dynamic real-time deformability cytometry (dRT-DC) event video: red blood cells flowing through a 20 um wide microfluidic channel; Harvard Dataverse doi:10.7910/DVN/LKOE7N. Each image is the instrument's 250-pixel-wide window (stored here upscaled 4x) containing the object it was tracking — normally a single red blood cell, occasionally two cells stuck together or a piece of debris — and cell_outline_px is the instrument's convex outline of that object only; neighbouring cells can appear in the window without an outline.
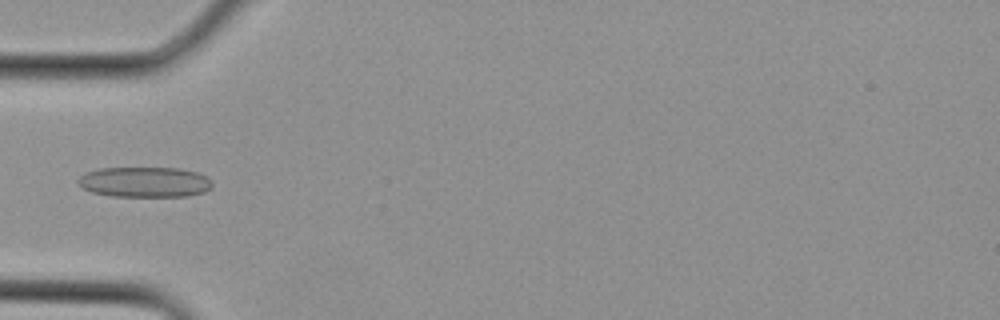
{"species": "Egyptian fruit bat (a non-hibernating species)", "species_latin": "Rousettus aegyptiacus", "temperature_condition": "cold", "stored_images_in_passage": 3, "camera_frame_rate_fps": 3000, "um_per_image_px": 0.085, "animal": {"sex": "female"}, "frame": {"image": 1, "passage_image": 3, "time_ms": 0.667, "image_size_px": [1000, 320], "cell_outline_px": [[212, 184], [204, 192], [188, 196], [112, 196], [92, 192], [84, 188], [76, 180], [80, 176], [88, 172], [100, 168], [180, 168], [196, 172], [208, 176], [212, 180]], "centroid_in_image_um": [12.32, 15.47], "position_along_channel_um": 72.7, "area_um2": 23.64}}